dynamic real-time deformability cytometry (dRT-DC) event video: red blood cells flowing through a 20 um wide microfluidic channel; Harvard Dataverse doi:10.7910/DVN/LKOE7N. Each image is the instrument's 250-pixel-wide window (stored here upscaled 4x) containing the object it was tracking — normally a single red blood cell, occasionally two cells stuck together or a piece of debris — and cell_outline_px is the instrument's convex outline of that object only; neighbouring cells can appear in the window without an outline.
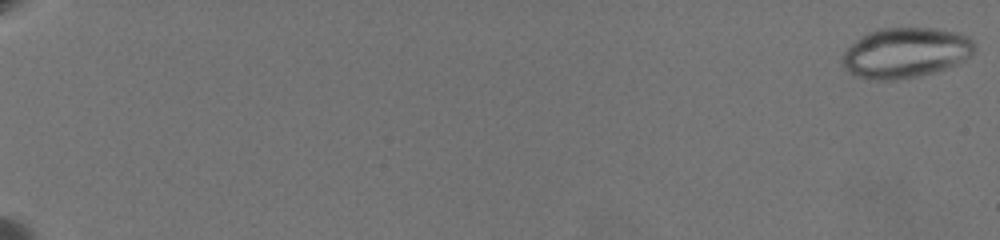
{"species": "common noctule bat (a hibernating species)", "species_latin": "Nyctalus noctula", "temperature_condition": "warm", "stored_images_in_passage": 48, "camera_frame_rate_fps": 3000, "um_per_image_px": 0.085, "animal": {"sex": "female", "body_mass_g": 19.5, "forearm_length_mm": 54.1}, "frame": {"image": 1, "passage_image": 1, "time_ms": 0.0, "image_size_px": [1000, 240], "cell_outline_px": [[976, 48], [964, 60], [956, 64], [932, 72], [892, 80], [884, 80], [860, 76], [844, 68], [840, 64], [840, 56], [860, 36], [876, 28], [936, 28], [960, 32], [968, 36], [972, 40]], "centroid_in_image_um": [76.96, 4.44], "position_along_channel_um": 8.0, "area_um2": 38.38}}
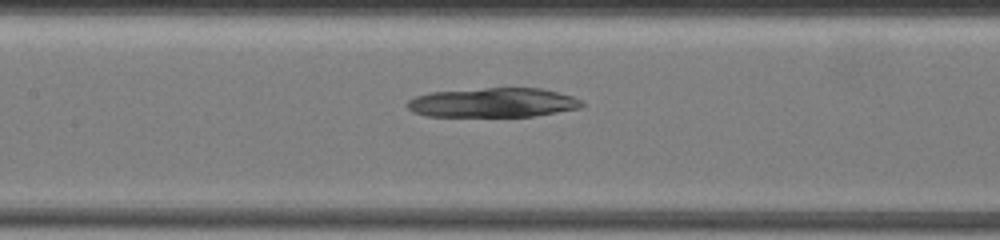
{"frame": {"image": 2, "passage_image": 35, "time_ms": 11.333, "image_size_px": [1000, 240], "cell_outline_px": [[584, 104], [580, 108], [532, 116], [428, 116], [412, 112], [408, 108], [408, 100], [416, 96], [428, 92], [484, 88], [540, 88], [572, 96], [580, 100]], "centroid_in_image_um": [41.87, 8.72], "position_along_channel_um": 165.5, "area_um2": 29.71}}
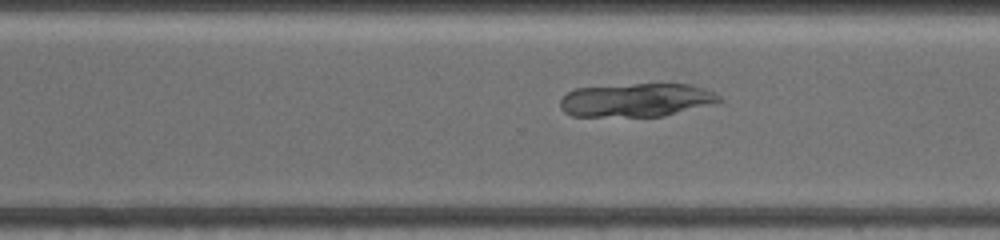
{"frame": {"image": 3, "passage_image": 48, "time_ms": 15.667, "image_size_px": [1000, 240], "cell_outline_px": [[720, 100], [716, 104], [664, 116], [572, 116], [564, 112], [560, 108], [560, 100], [568, 92], [576, 88], [632, 84], [692, 84], [712, 92], [720, 96]], "centroid_in_image_um": [54.1, 8.51], "position_along_channel_um": 316.5, "area_um2": 31.04}}